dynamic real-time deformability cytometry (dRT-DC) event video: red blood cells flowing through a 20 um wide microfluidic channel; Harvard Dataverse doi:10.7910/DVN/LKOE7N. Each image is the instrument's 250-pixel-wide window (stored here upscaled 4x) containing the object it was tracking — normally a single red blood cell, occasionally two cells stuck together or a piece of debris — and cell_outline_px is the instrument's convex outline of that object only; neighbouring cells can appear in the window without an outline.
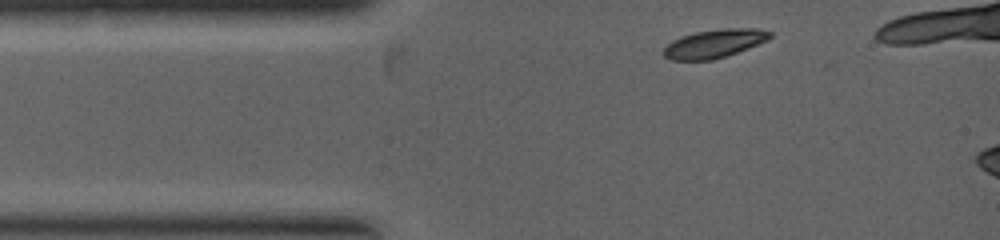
{"species": "common noctule bat (a hibernating species)", "species_latin": "Nyctalus noctula", "temperature_condition": "warm", "stored_images_in_passage": 2, "camera_frame_rate_fps": 5000, "um_per_image_px": 0.085, "animal": {"sex": "female", "body_mass_g": 19.0, "forearm_length_mm": 53.3}, "frame": {"image": 1, "passage_image": 1, "time_ms": 0.0, "image_size_px": [1000, 240], "cell_outline_px": [[772, 36], [768, 40], [748, 48], [712, 60], [672, 60], [664, 56], [664, 48], [672, 40], [680, 36], [696, 32], [720, 28], [756, 28], [772, 32]], "centroid_in_image_um": [60.72, 3.69], "position_along_channel_um": 24.3, "area_um2": 17.57}}